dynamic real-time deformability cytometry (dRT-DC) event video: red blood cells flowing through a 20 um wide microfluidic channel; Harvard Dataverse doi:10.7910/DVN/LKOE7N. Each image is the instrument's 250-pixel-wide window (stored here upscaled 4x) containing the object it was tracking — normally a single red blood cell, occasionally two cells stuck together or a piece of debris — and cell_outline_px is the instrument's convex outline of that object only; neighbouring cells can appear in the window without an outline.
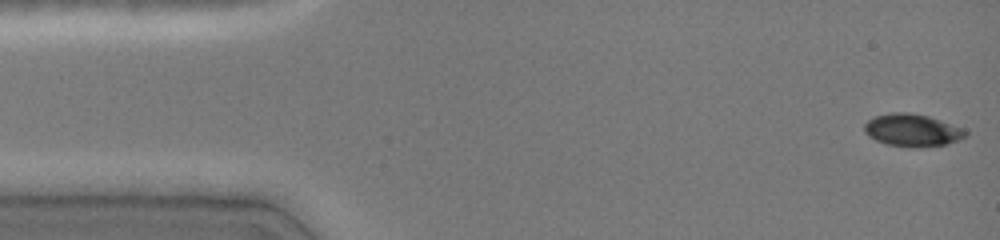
{"species": "common noctule bat (a hibernating species)", "species_latin": "Nyctalus noctula", "temperature_condition": "cold", "stored_images_in_passage": 46, "camera_frame_rate_fps": 3000, "um_per_image_px": 0.085, "animal": {"sex": "female", "body_mass_g": 19.0, "forearm_length_mm": 51.5}, "frame": {"image": 1, "passage_image": 1, "time_ms": 0.0, "image_size_px": [1000, 240], "cell_outline_px": [[968, 136], [960, 140], [948, 144], [912, 148], [888, 144], [876, 140], [868, 136], [864, 132], [864, 124], [872, 116], [892, 112], [908, 112], [928, 116], [964, 128], [968, 132]], "centroid_in_image_um": [77.56, 11.07], "position_along_channel_um": 7.4, "area_um2": 19.42}}
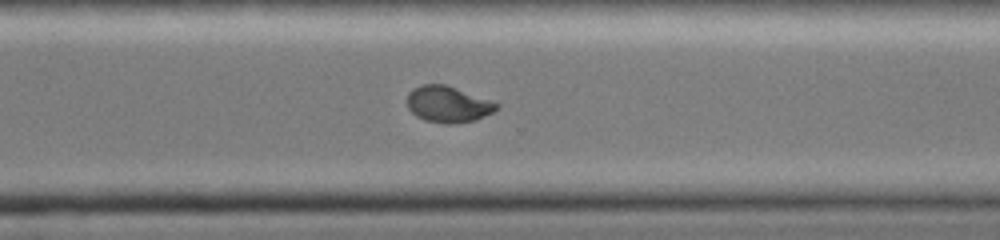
{"frame": {"image": 2, "passage_image": 33, "time_ms": 10.667, "image_size_px": [1000, 240], "cell_outline_px": [[500, 104], [492, 112], [476, 120], [448, 124], [424, 120], [416, 116], [408, 108], [408, 92], [412, 88], [424, 84], [444, 84]], "centroid_in_image_um": [38.04, 8.86], "position_along_channel_um": 332.6, "area_um2": 18.55}}
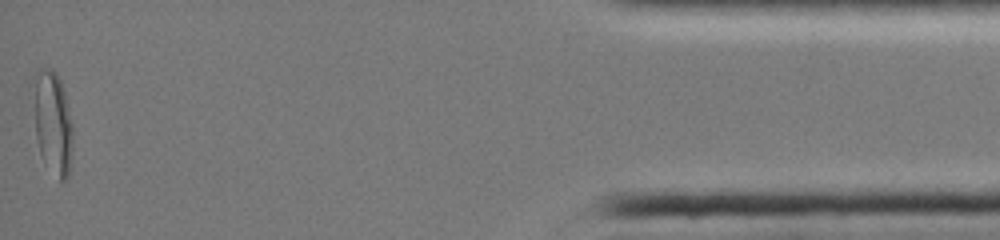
{"frame": {"image": 3, "passage_image": 46, "time_ms": 15.0, "image_size_px": [1000, 240], "cell_outline_px": [[72, 148], [68, 176], [64, 180], [60, 180], [40, 152], [36, 140], [28, 84], [36, 68], [52, 68], [56, 72], [60, 80], [64, 92], [72, 124]], "centroid_in_image_um": [4.38, 10.21], "position_along_channel_um": 430.8, "area_um2": 24.51}}